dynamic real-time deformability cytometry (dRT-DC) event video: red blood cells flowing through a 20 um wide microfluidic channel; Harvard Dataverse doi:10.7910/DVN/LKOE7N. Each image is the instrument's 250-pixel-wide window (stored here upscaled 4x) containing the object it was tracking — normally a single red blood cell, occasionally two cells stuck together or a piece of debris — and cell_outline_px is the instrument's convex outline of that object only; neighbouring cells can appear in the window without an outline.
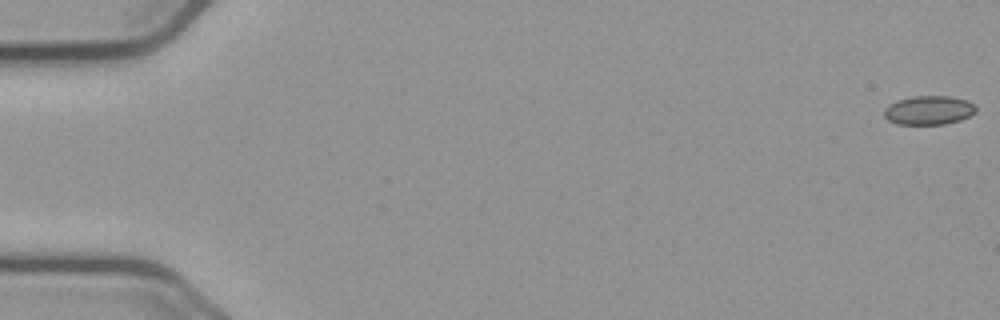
{"species": "common noctule bat (a hibernating species)", "species_latin": "Nyctalus noctula", "temperature_condition": "cold", "stored_images_in_passage": 52, "camera_frame_rate_fps": 3000, "um_per_image_px": 0.085, "animal": {"sex": "male", "body_mass_g": 23.1, "forearm_length_mm": 52.7}, "frame": {"image": 1, "passage_image": 1, "time_ms": 0.0, "image_size_px": [1000, 320], "cell_outline_px": [[976, 112], [960, 120], [944, 124], [896, 124], [888, 120], [884, 116], [884, 108], [888, 104], [896, 100], [912, 96], [948, 96], [968, 100], [976, 108]], "centroid_in_image_um": [78.91, 9.36], "position_along_channel_um": 6.1, "area_um2": 15.55}}
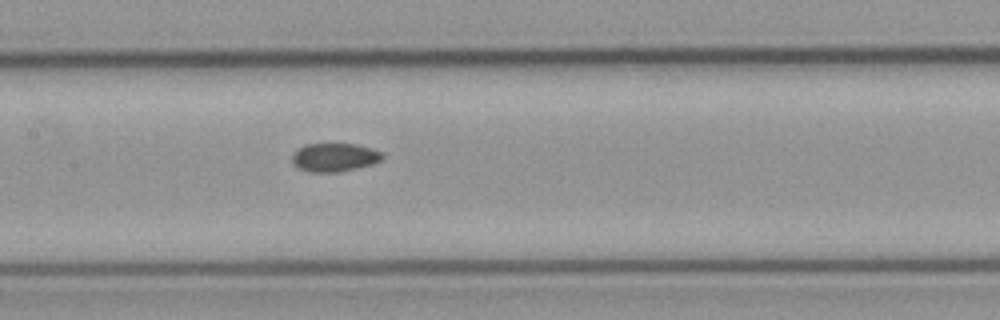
{"frame": {"image": 2, "passage_image": 28, "time_ms": 9.0, "image_size_px": [1000, 320], "cell_outline_px": [[384, 156], [380, 160], [372, 164], [340, 172], [308, 172], [292, 164], [292, 152], [308, 144], [356, 144], [372, 148], [380, 152]], "centroid_in_image_um": [28.41, 13.38], "position_along_channel_um": 179.0, "area_um2": 14.91}}
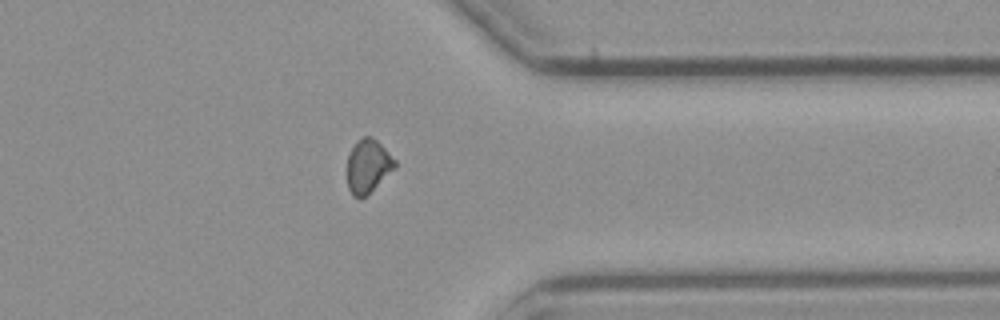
{"frame": {"image": 3, "passage_image": 45, "time_ms": 14.667, "image_size_px": [1000, 320], "cell_outline_px": [[396, 168], [360, 200], [352, 196], [348, 188], [348, 156], [352, 148], [364, 136], [372, 136], [396, 160]], "centroid_in_image_um": [31.29, 14.15], "position_along_channel_um": 380.1, "area_um2": 14.62}}